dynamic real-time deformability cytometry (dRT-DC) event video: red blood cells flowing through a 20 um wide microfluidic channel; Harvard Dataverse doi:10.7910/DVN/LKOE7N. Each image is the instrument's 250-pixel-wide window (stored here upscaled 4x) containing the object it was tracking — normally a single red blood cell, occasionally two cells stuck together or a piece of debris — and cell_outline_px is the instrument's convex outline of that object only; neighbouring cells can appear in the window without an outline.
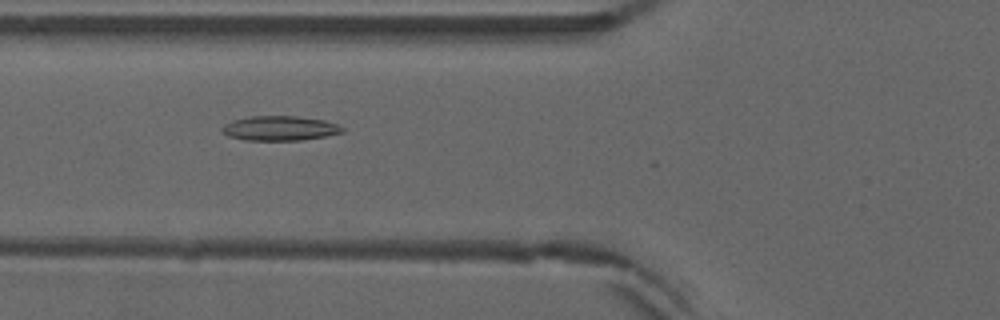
{"species": "common noctule bat (a hibernating species)", "species_latin": "Nyctalus noctula", "temperature_condition": "warm", "stored_images_in_passage": 29, "camera_frame_rate_fps": 3000, "um_per_image_px": 0.085, "animal": {"sex": "male", "forearm_length_mm": 52.5}, "frame": {"image": 1, "passage_image": 4, "time_ms": 1.0, "image_size_px": [1000, 320], "cell_outline_px": [[344, 132], [324, 136], [300, 140], [244, 140], [228, 136], [220, 128], [224, 124], [232, 120], [252, 116], [296, 116], [324, 120], [336, 124], [344, 128]], "centroid_in_image_um": [23.76, 10.9], "position_along_channel_um": 102.0, "area_um2": 17.17}}
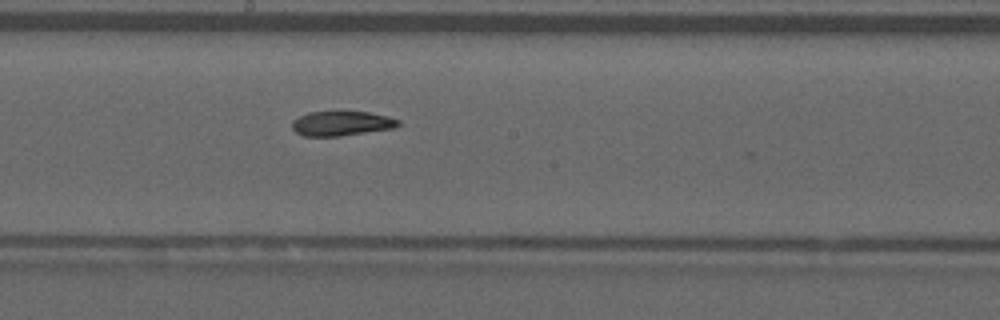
{"frame": {"image": 2, "passage_image": 13, "time_ms": 4.0, "image_size_px": [1000, 320], "cell_outline_px": [[400, 124], [396, 128], [340, 136], [304, 136], [296, 132], [292, 128], [292, 120], [308, 112], [368, 112], [388, 116], [400, 120]], "centroid_in_image_um": [29.05, 10.5], "position_along_channel_um": 219.1, "area_um2": 15.26}}
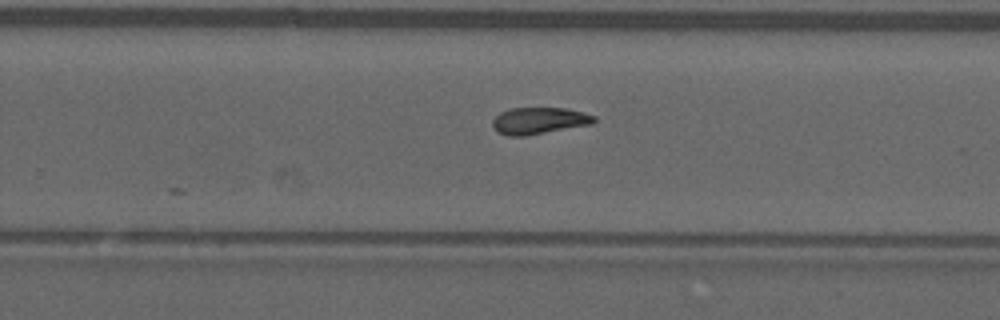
{"frame": {"image": 3, "passage_image": 18, "time_ms": 5.667, "image_size_px": [1000, 320], "cell_outline_px": [[596, 120], [592, 124], [524, 136], [508, 136], [496, 132], [492, 124], [492, 120], [500, 112], [508, 108], [564, 108], [584, 112], [596, 116]], "centroid_in_image_um": [45.8, 10.26], "position_along_channel_um": 284.0, "area_um2": 15.9}, "authors_computed_cell_mechanics": {"area_um2": 16.0106, "velocity_mm_per_s": 3.9057, "shape_relaxation_time_tau1_ms": null, "shape_relaxation_time_tau2_ms": 5.4834, "deformation_change_tau1": null, "deformation_change_tau2": 0.124}}